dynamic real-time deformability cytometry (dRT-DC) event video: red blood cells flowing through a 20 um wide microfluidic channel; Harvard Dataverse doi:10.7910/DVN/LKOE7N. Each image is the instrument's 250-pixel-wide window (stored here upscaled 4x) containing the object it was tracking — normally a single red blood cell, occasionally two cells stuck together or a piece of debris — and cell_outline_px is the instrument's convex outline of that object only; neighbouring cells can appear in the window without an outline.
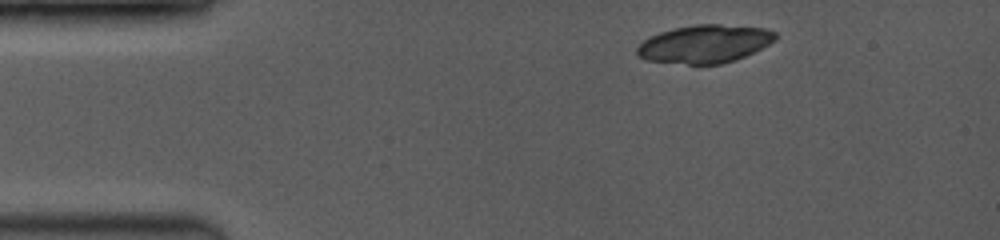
{"species": "common noctule bat (a hibernating species)", "species_latin": "Nyctalus noctula", "temperature_condition": "room temperature", "stored_images_in_passage": 3, "camera_frame_rate_fps": 3500, "um_per_image_px": 0.085, "animal": {"sex": "female", "body_mass_g": 19.0, "forearm_length_mm": 53.3}, "frame": {"image": 1, "passage_image": 1, "time_ms": 0.0, "image_size_px": [1000, 240], "cell_outline_px": [[776, 40], [736, 60], [720, 64], [688, 64], [644, 60], [636, 56], [636, 48], [644, 40], [660, 32], [676, 28], [700, 24], [720, 24], [768, 28], [776, 32]], "centroid_in_image_um": [59.89, 3.73], "position_along_channel_um": 25.1, "area_um2": 30.58}}